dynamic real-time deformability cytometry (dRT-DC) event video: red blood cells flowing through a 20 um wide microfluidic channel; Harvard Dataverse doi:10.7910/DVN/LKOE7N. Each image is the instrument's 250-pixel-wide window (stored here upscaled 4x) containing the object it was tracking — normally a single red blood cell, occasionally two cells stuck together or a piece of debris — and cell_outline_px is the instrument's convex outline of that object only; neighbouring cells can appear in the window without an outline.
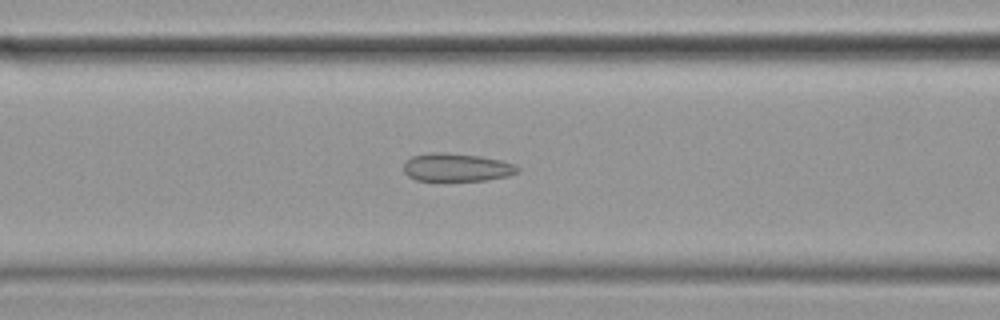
{"species": "common noctule bat (a hibernating species)", "species_latin": "Nyctalus noctula", "temperature_condition": "cold", "stored_images_in_passage": 51, "camera_frame_rate_fps": 3000, "um_per_image_px": 0.085, "animal": {"sex": "female", "body_mass_g": 19.9}, "frame": {"image": 1, "passage_image": 23, "time_ms": 7.333, "image_size_px": [1000, 320], "cell_outline_px": [[520, 172], [508, 176], [484, 180], [416, 180], [408, 176], [404, 172], [404, 164], [412, 156], [432, 152], [444, 152], [480, 156], [500, 160], [516, 164], [520, 168]], "centroid_in_image_um": [38.85, 14.22], "position_along_channel_um": 127.7, "area_um2": 18.61}}
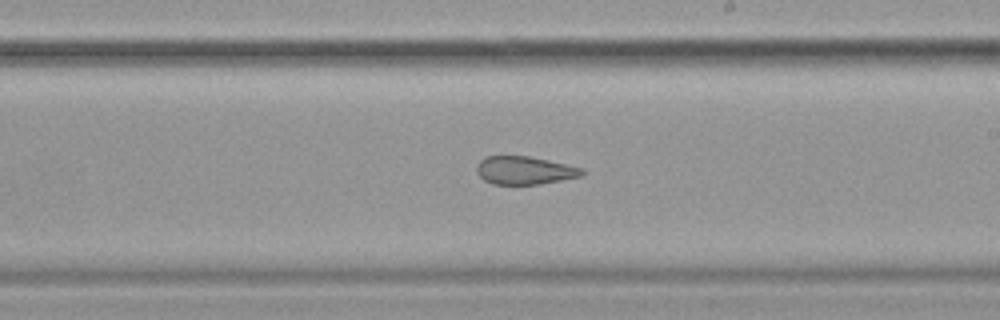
{"frame": {"image": 2, "passage_image": 33, "time_ms": 10.667, "image_size_px": [1000, 320], "cell_outline_px": [[584, 176], [540, 184], [492, 184], [484, 180], [476, 172], [476, 164], [484, 156], [528, 156], [548, 160], [584, 168]], "centroid_in_image_um": [44.59, 14.48], "position_along_channel_um": 244.4, "area_um2": 17.4}}
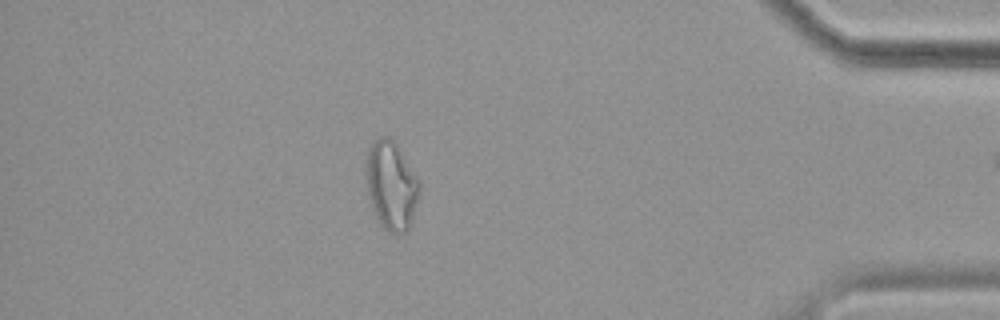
{"frame": {"image": 3, "passage_image": 50, "time_ms": 16.333, "image_size_px": [1000, 320], "cell_outline_px": [[420, 192], [408, 232], [388, 232], [380, 224], [372, 212], [368, 196], [364, 172], [364, 164], [368, 148], [380, 136], [388, 136], [396, 144], [420, 180]], "centroid_in_image_um": [33.23, 15.76], "position_along_channel_um": 402.0, "area_um2": 28.03}}